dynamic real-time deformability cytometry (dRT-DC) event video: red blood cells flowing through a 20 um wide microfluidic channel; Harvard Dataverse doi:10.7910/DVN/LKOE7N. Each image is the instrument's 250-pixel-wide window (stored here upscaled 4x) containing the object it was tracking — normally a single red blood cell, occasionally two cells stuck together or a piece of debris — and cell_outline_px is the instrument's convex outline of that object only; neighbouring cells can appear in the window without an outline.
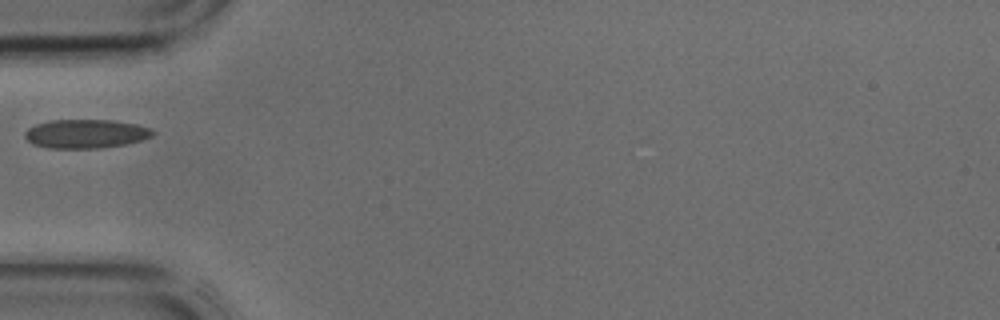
{"species": "common noctule bat (a hibernating species)", "species_latin": "Nyctalus noctula", "temperature_condition": "cold", "stored_images_in_passage": 20, "camera_frame_rate_fps": 3000, "um_per_image_px": 0.085, "animal": {"sex": "male", "body_mass_g": 17.9, "forearm_length_mm": 54.2}, "frame": {"image": 1, "passage_image": 1, "time_ms": 0.0, "image_size_px": [1000, 320], "cell_outline_px": [[156, 132], [152, 136], [144, 140], [128, 144], [100, 148], [48, 148], [32, 144], [24, 136], [24, 132], [28, 128], [36, 124], [52, 120], [112, 120], [136, 124], [152, 128]], "centroid_in_image_um": [7.33, 11.37], "position_along_channel_um": 77.7, "area_um2": 21.73}}
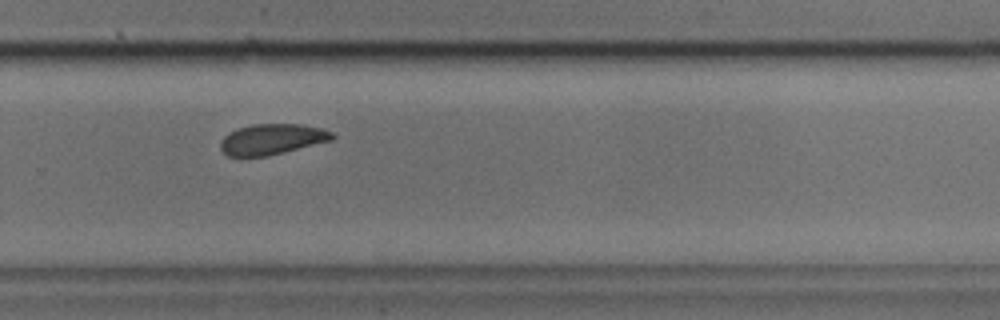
{"frame": {"image": 2, "passage_image": 16, "time_ms": 5.0, "image_size_px": [1000, 320], "cell_outline_px": [[336, 136], [332, 140], [268, 156], [228, 156], [220, 148], [220, 140], [228, 132], [236, 128], [252, 124], [304, 124], [320, 128], [332, 132]], "centroid_in_image_um": [23.1, 11.82], "position_along_channel_um": 306.7, "area_um2": 20.06}}